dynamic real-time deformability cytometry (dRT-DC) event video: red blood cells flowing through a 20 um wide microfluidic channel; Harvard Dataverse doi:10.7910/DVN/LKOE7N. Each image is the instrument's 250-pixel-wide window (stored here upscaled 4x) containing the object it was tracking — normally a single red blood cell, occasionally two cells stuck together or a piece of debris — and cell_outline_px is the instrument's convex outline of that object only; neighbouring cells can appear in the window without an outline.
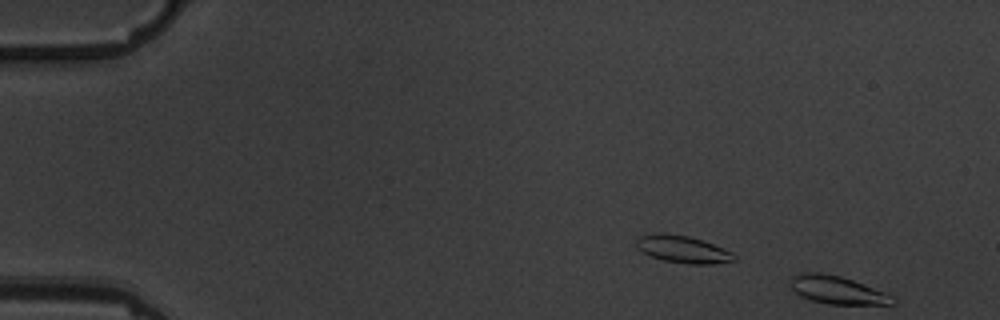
{"species": "common noctule bat (a hibernating species)", "species_latin": "Nyctalus noctula", "temperature_condition": "warm", "stored_images_in_passage": 3, "segment_of_instrument_passage": [2, 2], "camera_frame_rate_fps": 3000, "um_per_image_px": 0.085, "animal": {"sex": "male", "body_mass_g": 19.5, "forearm_length_mm": 54.6}, "frame": {"image": 1, "passage_image": 3, "time_ms": 2.333, "image_size_px": [1000, 320], "cell_outline_px": [[896, 304], [828, 304], [812, 300], [800, 296], [788, 284], [792, 276], [804, 272], [820, 272], [840, 276], [852, 280], [884, 292], [892, 296], [896, 300]], "centroid_in_image_um": [71.13, 24.64], "position_along_channel_um": 13.9, "area_um2": 16.53}}